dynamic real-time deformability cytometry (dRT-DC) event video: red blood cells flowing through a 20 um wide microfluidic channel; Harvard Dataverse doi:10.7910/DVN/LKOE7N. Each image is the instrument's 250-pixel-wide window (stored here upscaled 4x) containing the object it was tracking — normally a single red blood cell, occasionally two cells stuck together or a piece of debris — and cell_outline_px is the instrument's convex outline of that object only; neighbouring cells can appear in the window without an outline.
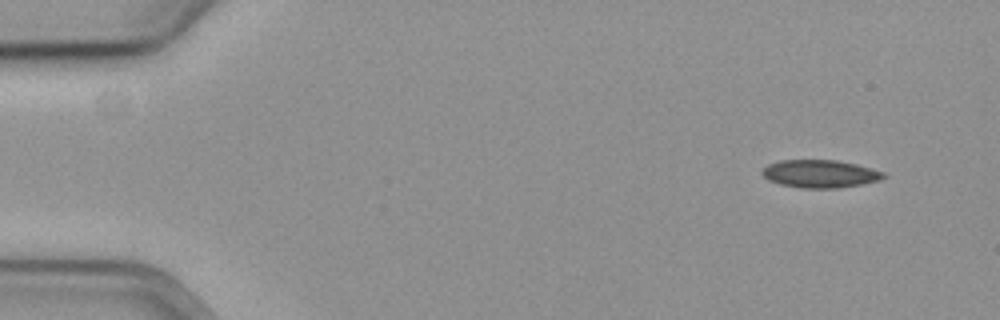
{"species": "common noctule bat (a hibernating species)", "species_latin": "Nyctalus noctula", "temperature_condition": "cold", "stored_images_in_passage": 54, "camera_frame_rate_fps": 3000, "um_per_image_px": 0.085, "animal": {"sex": "female", "body_mass_g": 19.3, "forearm_length_mm": 54.1}, "frame": {"image": 1, "passage_image": 1, "time_ms": 0.0, "image_size_px": [1000, 320], "cell_outline_px": [[888, 176], [880, 180], [840, 188], [800, 188], [780, 184], [768, 180], [760, 172], [768, 164], [780, 160], [836, 160], [856, 164], [872, 168], [884, 172]], "centroid_in_image_um": [69.71, 14.77], "position_along_channel_um": 15.3, "area_um2": 19.77}}
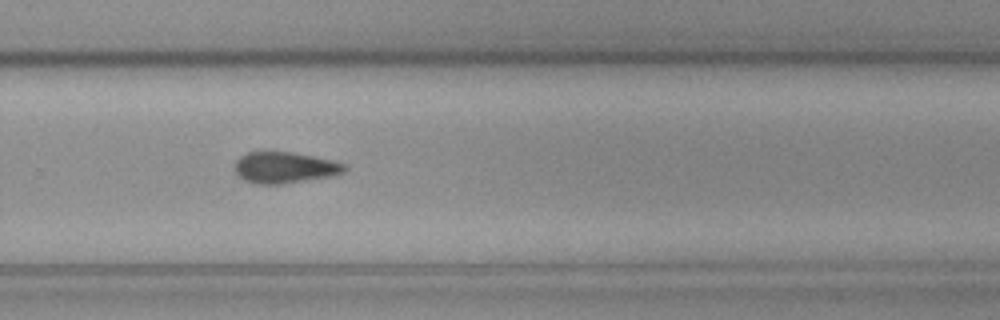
{"frame": {"image": 2, "passage_image": 35, "time_ms": 11.333, "image_size_px": [1000, 320], "cell_outline_px": [[348, 168], [344, 172], [332, 176], [280, 184], [256, 184], [244, 180], [236, 172], [236, 160], [240, 156], [248, 152], [264, 148], [268, 148], [292, 152], [332, 160], [344, 164]], "centroid_in_image_um": [24.16, 14.19], "position_along_channel_um": 305.6, "area_um2": 20.46}}
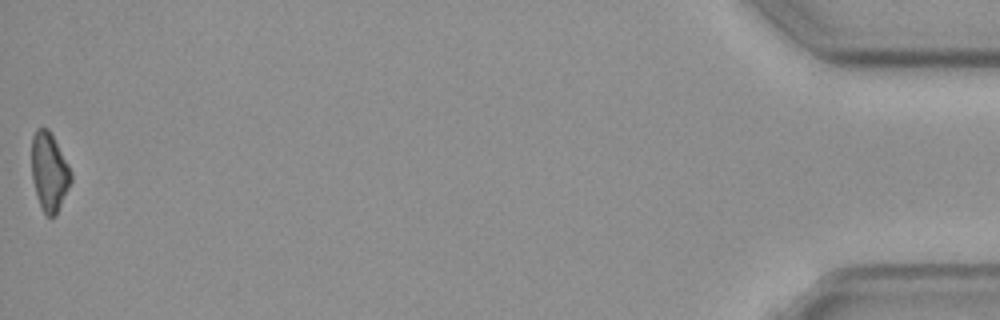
{"frame": {"image": 3, "passage_image": 54, "time_ms": 17.667, "image_size_px": [1000, 320], "cell_outline_px": [[72, 180], [56, 216], [48, 216], [44, 212], [36, 196], [32, 180], [32, 136], [36, 128], [48, 128], [68, 164], [72, 172]], "centroid_in_image_um": [4.19, 14.61], "position_along_channel_um": 431.0, "area_um2": 17.92}}